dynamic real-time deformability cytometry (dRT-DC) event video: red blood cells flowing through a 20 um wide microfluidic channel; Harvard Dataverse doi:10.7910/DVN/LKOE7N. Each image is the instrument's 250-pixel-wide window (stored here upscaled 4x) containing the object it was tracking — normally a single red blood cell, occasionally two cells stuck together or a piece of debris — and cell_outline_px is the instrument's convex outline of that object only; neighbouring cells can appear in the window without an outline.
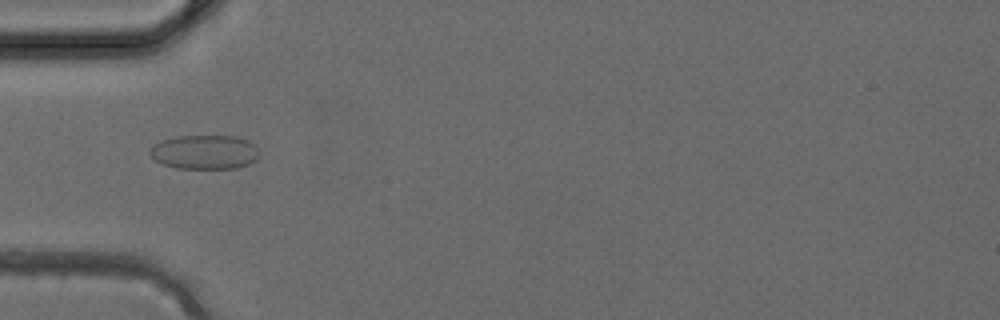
{"species": "common noctule bat (a hibernating species)", "species_latin": "Nyctalus noctula", "temperature_condition": "cold", "stored_images_in_passage": 4, "camera_frame_rate_fps": 3000, "um_per_image_px": 0.085, "animal": {"sex": "female", "body_mass_g": 24.6, "forearm_length_mm": 56.2}, "frame": {"image": 1, "passage_image": 4, "time_ms": 1.0, "image_size_px": [1000, 320], "cell_outline_px": [[260, 152], [256, 160], [248, 164], [236, 168], [176, 168], [164, 164], [148, 156], [148, 148], [160, 140], [176, 136], [236, 136], [248, 140]], "centroid_in_image_um": [17.35, 12.92], "position_along_channel_um": 67.7, "area_um2": 21.96}}